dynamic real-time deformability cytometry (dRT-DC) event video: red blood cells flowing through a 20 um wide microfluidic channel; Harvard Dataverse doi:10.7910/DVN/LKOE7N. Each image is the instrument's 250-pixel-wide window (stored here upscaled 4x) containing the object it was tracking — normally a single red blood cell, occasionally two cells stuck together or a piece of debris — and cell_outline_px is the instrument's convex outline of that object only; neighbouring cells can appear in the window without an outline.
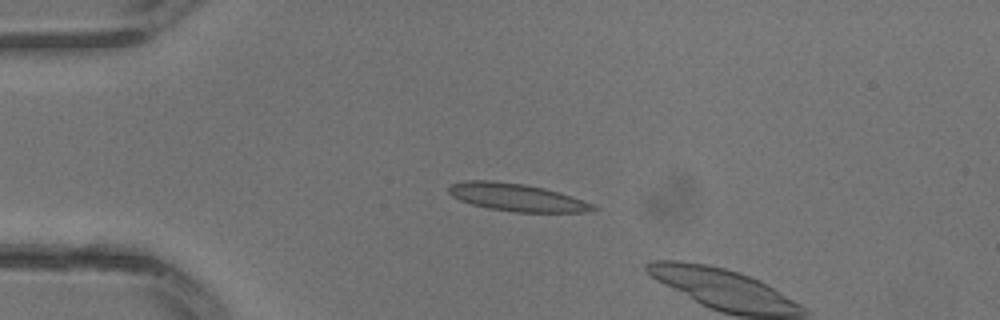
{"species": "common noctule bat (a hibernating species)", "species_latin": "Nyctalus noctula", "temperature_condition": "warm", "stored_images_in_passage": 7, "camera_frame_rate_fps": 3000, "um_per_image_px": 0.085, "animal": {"sex": "male", "body_mass_g": 13.3}, "frame": {"image": 1, "passage_image": 6, "time_ms": 1.667, "image_size_px": [1000, 320], "cell_outline_px": [[600, 208], [584, 212], [516, 212], [488, 208], [472, 204], [460, 200], [452, 196], [448, 192], [448, 184], [464, 180], [492, 180], [524, 184], [544, 188], [560, 192], [592, 204]], "centroid_in_image_um": [43.87, 16.76], "position_along_channel_um": 41.1, "area_um2": 23.24}}